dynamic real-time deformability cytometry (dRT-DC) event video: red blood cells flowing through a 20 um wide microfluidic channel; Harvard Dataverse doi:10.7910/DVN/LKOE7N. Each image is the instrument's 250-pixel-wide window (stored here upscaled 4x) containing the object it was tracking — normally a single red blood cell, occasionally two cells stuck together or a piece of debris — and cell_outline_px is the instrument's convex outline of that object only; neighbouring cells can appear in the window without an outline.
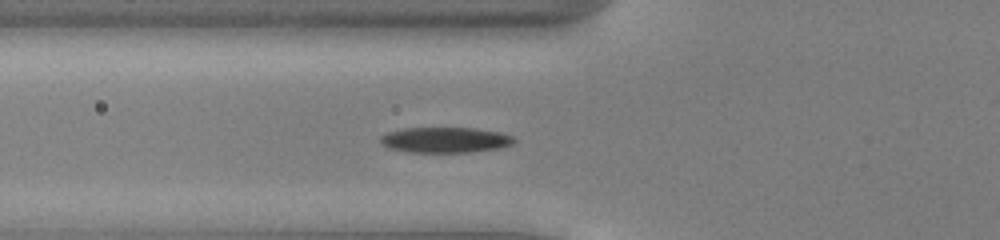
{"species": "common noctule bat (a hibernating species)", "species_latin": "Nyctalus noctula", "temperature_condition": "cold", "stored_images_in_passage": 35, "camera_frame_rate_fps": 3000, "um_per_image_px": 0.085, "animal": {"sex": "male", "body_mass_g": 13.0, "forearm_length_mm": 53.1}, "frame": {"image": 1, "passage_image": 2, "time_ms": 0.333, "image_size_px": [1000, 240], "cell_outline_px": [[516, 140], [512, 144], [496, 148], [472, 152], [408, 152], [388, 148], [380, 140], [380, 136], [388, 132], [404, 128], [476, 128], [500, 132], [512, 136]], "centroid_in_image_um": [37.83, 11.89], "position_along_channel_um": 88.0, "area_um2": 19.77}}
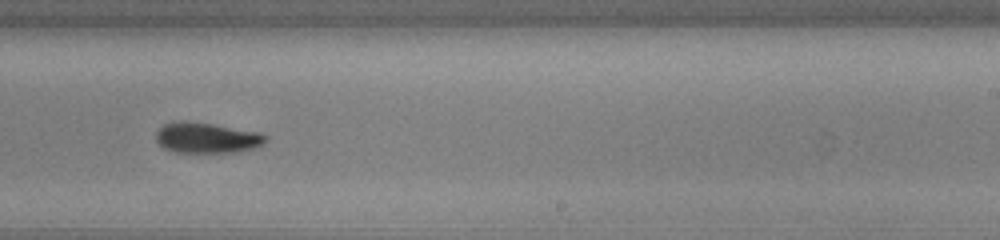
{"frame": {"image": 2, "passage_image": 16, "time_ms": 5.0, "image_size_px": [1000, 240], "cell_outline_px": [[268, 140], [264, 144], [256, 148], [236, 152], [172, 152], [164, 148], [156, 140], [156, 132], [164, 124], [176, 120], [184, 120], [212, 124], [260, 132], [268, 136]], "centroid_in_image_um": [17.6, 11.71], "position_along_channel_um": 271.4, "area_um2": 19.77}}
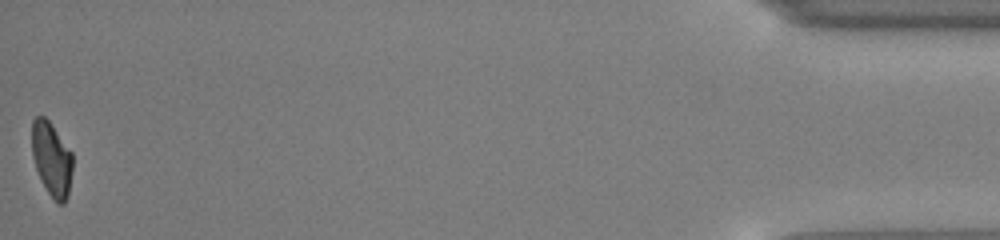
{"frame": {"image": 3, "passage_image": 35, "time_ms": 11.333, "image_size_px": [1000, 240], "cell_outline_px": [[72, 172], [68, 196], [64, 204], [56, 204], [48, 192], [36, 168], [32, 156], [32, 120], [36, 116], [44, 116], [48, 120], [72, 152]], "centroid_in_image_um": [4.4, 13.53], "position_along_channel_um": 430.8, "area_um2": 17.51}, "authors_computed_cell_mechanics": {"area_um2": 19.652, "velocity_mm_per_s": 3.937, "shape_relaxation_time_tau1_ms": 4.1211, "shape_relaxation_time_tau2_ms": null, "deformation_change_tau1": 0.1455, "deformation_change_tau2": null}}